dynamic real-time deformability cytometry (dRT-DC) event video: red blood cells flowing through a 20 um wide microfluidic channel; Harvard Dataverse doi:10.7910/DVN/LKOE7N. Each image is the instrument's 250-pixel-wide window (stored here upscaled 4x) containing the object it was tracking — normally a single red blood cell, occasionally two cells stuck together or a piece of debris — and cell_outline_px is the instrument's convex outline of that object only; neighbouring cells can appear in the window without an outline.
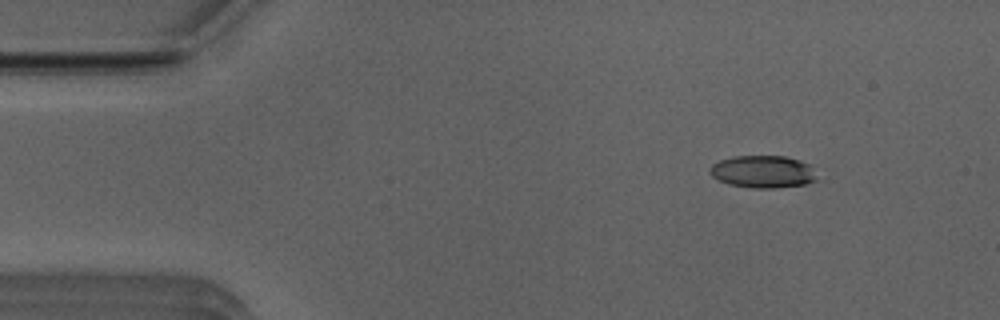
{"species": "Egyptian fruit bat (a non-hibernating species)", "species_latin": "Rousettus aegyptiacus", "temperature_condition": "room temperature", "stored_images_in_passage": 9, "camera_frame_rate_fps": 3000, "um_per_image_px": 0.085, "animal": {"sex": "male"}, "frame": {"image": 1, "passage_image": 1, "time_ms": 0.0, "image_size_px": [1000, 320], "cell_outline_px": [[816, 180], [804, 184], [776, 188], [752, 188], [732, 184], [720, 180], [712, 176], [708, 172], [708, 168], [712, 164], [720, 160], [732, 156], [784, 156], [800, 160], [808, 164]], "centroid_in_image_um": [64.79, 14.58], "position_along_channel_um": 20.2, "area_um2": 19.94}}